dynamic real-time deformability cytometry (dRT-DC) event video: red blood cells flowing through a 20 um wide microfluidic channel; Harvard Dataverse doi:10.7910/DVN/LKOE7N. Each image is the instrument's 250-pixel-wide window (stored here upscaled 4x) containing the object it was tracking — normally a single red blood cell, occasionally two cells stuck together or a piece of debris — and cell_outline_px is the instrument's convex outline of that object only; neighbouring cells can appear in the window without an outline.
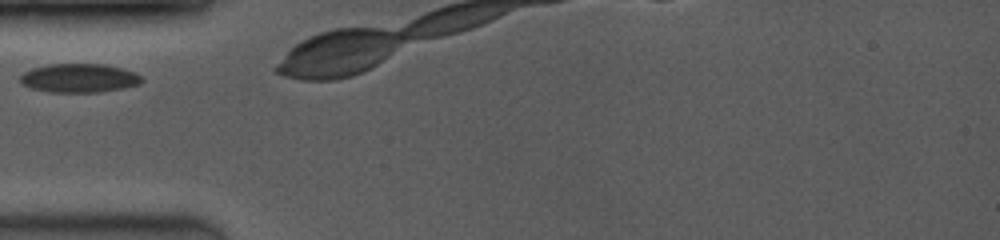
{"species": "common noctule bat (a hibernating species)", "species_latin": "Nyctalus noctula", "temperature_condition": "room temperature", "stored_images_in_passage": 8, "camera_frame_rate_fps": 3500, "um_per_image_px": 0.085, "animal": {"sex": "female", "body_mass_g": 19.0, "forearm_length_mm": 53.3}, "frame": {"image": 1, "passage_image": 1, "time_ms": 0.0, "image_size_px": [1000, 240], "cell_outline_px": [[144, 80], [140, 84], [120, 88], [96, 92], [52, 92], [32, 88], [20, 84], [20, 76], [24, 72], [32, 68], [48, 64], [104, 64], [136, 72]], "centroid_in_image_um": [6.71, 6.63], "position_along_channel_um": 78.3, "area_um2": 20.29}}